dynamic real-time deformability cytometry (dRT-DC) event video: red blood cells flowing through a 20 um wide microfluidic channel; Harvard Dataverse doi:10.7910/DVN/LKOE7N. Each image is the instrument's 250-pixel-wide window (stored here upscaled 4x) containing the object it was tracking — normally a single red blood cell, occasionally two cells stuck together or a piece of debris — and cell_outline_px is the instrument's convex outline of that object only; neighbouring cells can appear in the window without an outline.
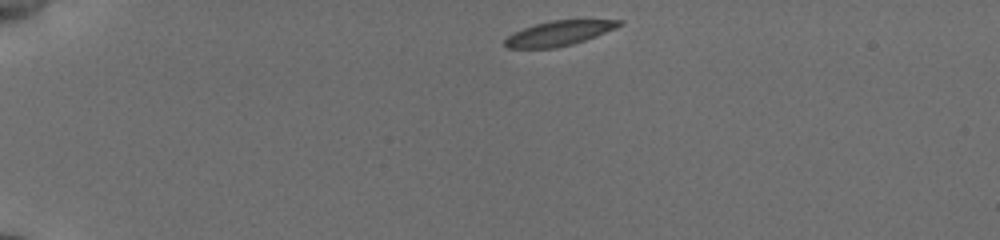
{"species": "common noctule bat (a hibernating species)", "species_latin": "Nyctalus noctula", "temperature_condition": "cold", "stored_images_in_passage": 44, "camera_frame_rate_fps": 3000, "um_per_image_px": 0.085, "animal": {"sex": "female", "body_mass_g": 19.5, "forearm_length_mm": 54.1}, "frame": {"image": 1, "passage_image": 1, "time_ms": 0.0, "image_size_px": [1000, 240], "cell_outline_px": [[624, 20], [620, 24], [604, 32], [584, 40], [572, 44], [556, 48], [508, 48], [504, 44], [504, 40], [512, 32], [532, 24], [552, 20]], "centroid_in_image_um": [47.39, 2.83], "position_along_channel_um": 37.6, "area_um2": 16.3}}
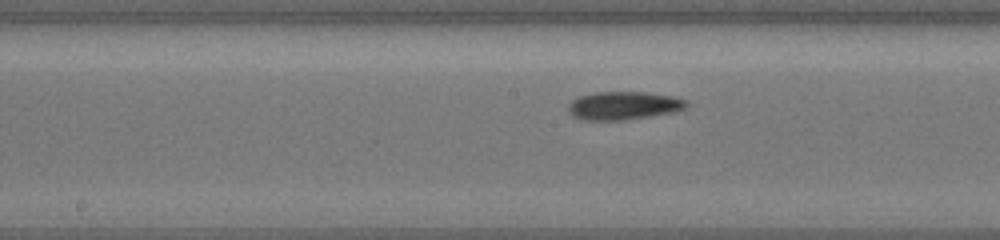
{"frame": {"image": 2, "passage_image": 19, "time_ms": 6.0, "image_size_px": [1000, 240], "cell_outline_px": [[688, 104], [684, 108], [676, 112], [652, 116], [624, 120], [584, 120], [572, 116], [568, 108], [568, 104], [572, 100], [580, 96], [596, 92], [644, 92], [672, 96], [688, 100]], "centroid_in_image_um": [53.02, 8.98], "position_along_channel_um": 195.2, "area_um2": 19.48}}
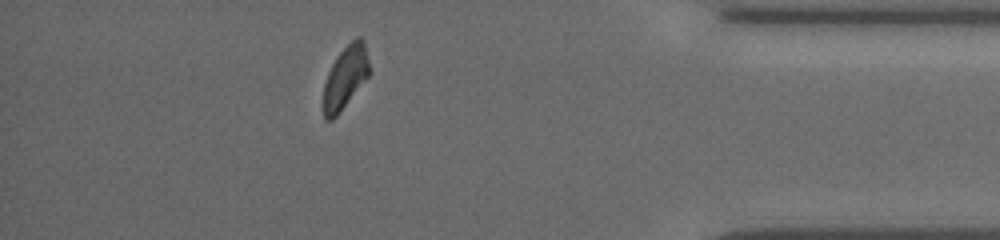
{"frame": {"image": 3, "passage_image": 38, "time_ms": 12.333, "image_size_px": [1000, 240], "cell_outline_px": [[368, 76], [336, 116], [332, 120], [324, 120], [324, 84], [328, 72], [336, 56], [356, 36], [360, 36], [364, 40], [368, 60]], "centroid_in_image_um": [29.34, 6.55], "position_along_channel_um": 405.9, "area_um2": 16.36}, "authors_computed_cell_mechanics": {"area_um2": 18.1203, "velocity_mm_per_s": 3.7929, "shape_relaxation_time_tau1_ms": 3.6084, "shape_relaxation_time_tau2_ms": 4.4893, "deformation_change_tau1": 0.1073, "deformation_change_tau2": 0.0808}}